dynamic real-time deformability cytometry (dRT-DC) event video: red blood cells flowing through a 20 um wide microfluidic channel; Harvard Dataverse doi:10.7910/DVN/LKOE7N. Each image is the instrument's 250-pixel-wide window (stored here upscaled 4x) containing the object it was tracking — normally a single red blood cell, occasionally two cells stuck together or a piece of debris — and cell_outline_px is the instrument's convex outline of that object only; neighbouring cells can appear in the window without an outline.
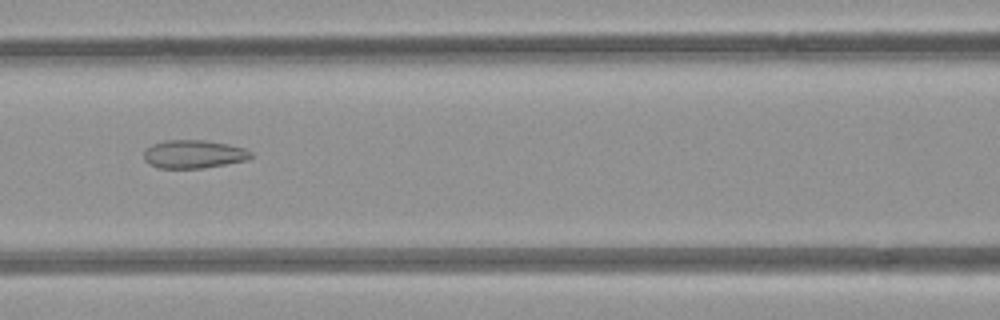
{"species": "common noctule bat (a hibernating species)", "species_latin": "Nyctalus noctula", "temperature_condition": "room temperature", "stored_images_in_passage": 3, "camera_frame_rate_fps": 3000, "um_per_image_px": 0.085, "animal": {"sex": "female", "body_mass_g": 21.9}, "frame": {"image": 1, "passage_image": 3, "time_ms": 2.333, "image_size_px": [1000, 320], "cell_outline_px": [[252, 156], [248, 160], [204, 168], [160, 168], [148, 164], [144, 160], [144, 152], [152, 144], [164, 140], [204, 140], [228, 144], [244, 148], [252, 152]], "centroid_in_image_um": [16.47, 13.1], "position_along_channel_um": 150.1, "area_um2": 17.69}}